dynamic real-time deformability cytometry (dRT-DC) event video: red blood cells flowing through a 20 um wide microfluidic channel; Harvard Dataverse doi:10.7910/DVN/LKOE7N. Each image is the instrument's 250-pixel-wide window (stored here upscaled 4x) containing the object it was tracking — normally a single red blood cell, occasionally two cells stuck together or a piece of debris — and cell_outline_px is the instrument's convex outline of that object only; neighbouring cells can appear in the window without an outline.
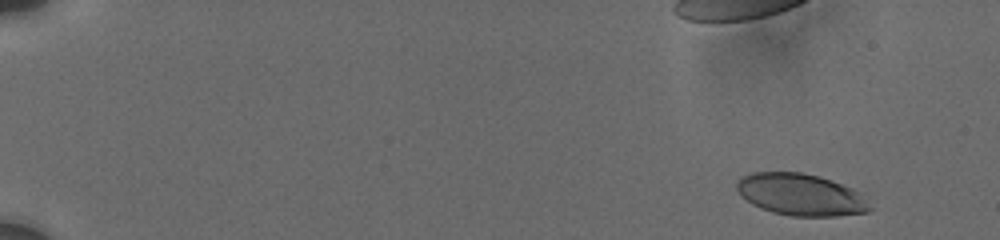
{"species": "human", "species_latin": "Homo sapiens", "temperature_condition": "cold", "stored_images_in_passage": 7, "camera_frame_rate_fps": 3000, "um_per_image_px": 0.085, "donor": {"sex": "male"}, "frame": {"image": 1, "passage_image": 1, "time_ms": 0.0, "image_size_px": [1000, 240], "cell_outline_px": [[872, 208], [868, 212], [836, 216], [792, 216], [772, 212], [760, 208], [752, 204], [736, 188], [736, 184], [744, 176], [752, 172], [800, 172], [820, 176], [852, 188], [860, 192]], "centroid_in_image_um": [68.09, 16.55], "position_along_channel_um": 16.9, "area_um2": 32.25}}
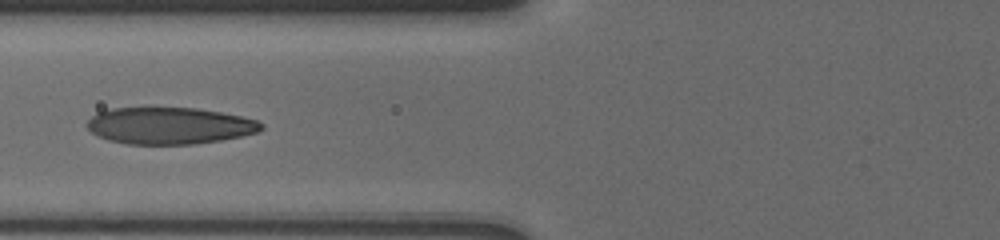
{"frame": {"image": 2, "passage_image": 7, "time_ms": 7.0, "image_size_px": [1000, 240], "cell_outline_px": [[264, 128], [256, 132], [240, 136], [220, 140], [196, 144], [128, 144], [108, 140], [92, 132], [84, 124], [96, 112], [112, 108], [144, 104], [196, 108], [220, 112], [240, 116], [256, 120], [264, 124]], "centroid_in_image_um": [14.33, 10.63], "position_along_channel_um": 111.5, "area_um2": 38.44}}